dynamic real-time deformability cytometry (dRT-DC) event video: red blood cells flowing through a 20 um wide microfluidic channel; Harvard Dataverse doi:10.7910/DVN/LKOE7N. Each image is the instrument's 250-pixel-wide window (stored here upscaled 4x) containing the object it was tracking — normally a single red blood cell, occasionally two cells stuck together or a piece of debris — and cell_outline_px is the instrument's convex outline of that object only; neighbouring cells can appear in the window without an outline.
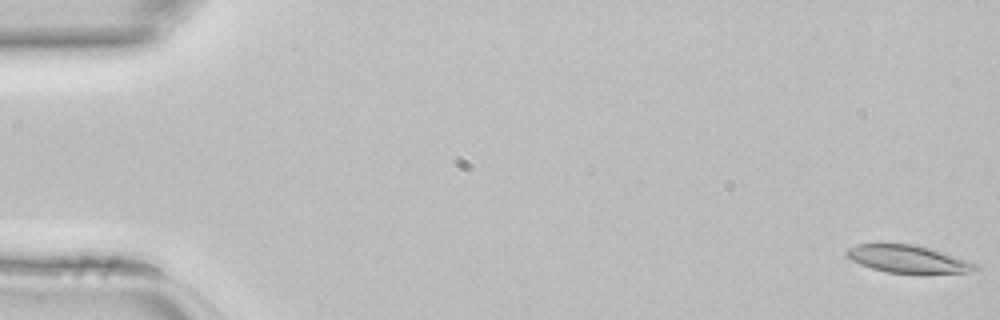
{"species": "common noctule bat (a hibernating species)", "species_latin": "Nyctalus noctula", "temperature_condition": "room temperature", "stored_images_in_passage": 46, "camera_frame_rate_fps": 3000, "um_per_image_px": 0.085, "animal": {"sex": "female", "body_mass_g": 22.7, "forearm_length_mm": 54.2}, "frame": {"image": 1, "passage_image": 1, "time_ms": 0.0, "image_size_px": [1000, 320], "cell_outline_px": [[980, 268], [964, 272], [888, 272], [872, 268], [860, 264], [852, 260], [844, 252], [848, 248], [856, 244], [912, 244], [944, 252], [976, 264]], "centroid_in_image_um": [77.11, 21.99], "position_along_channel_um": 7.9, "area_um2": 19.94}}
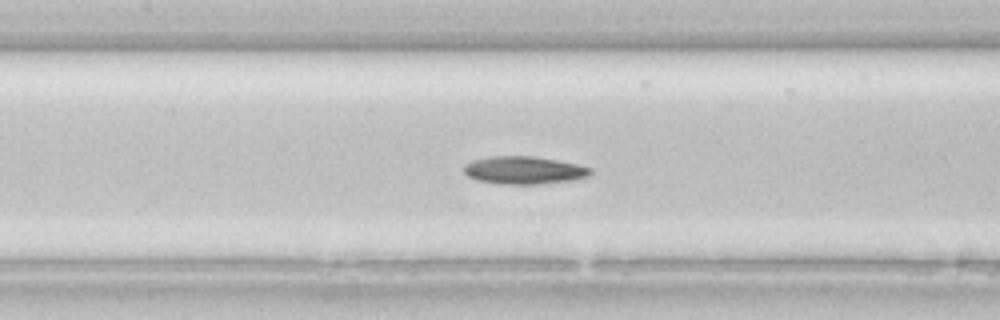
{"frame": {"image": 2, "passage_image": 21, "time_ms": 6.667, "image_size_px": [1000, 320], "cell_outline_px": [[592, 172], [588, 176], [568, 180], [536, 184], [500, 184], [476, 180], [468, 176], [464, 172], [464, 164], [472, 160], [488, 156], [532, 156], [556, 160], [576, 164], [592, 168]], "centroid_in_image_um": [44.48, 14.46], "position_along_channel_um": 162.9, "area_um2": 20.35}}
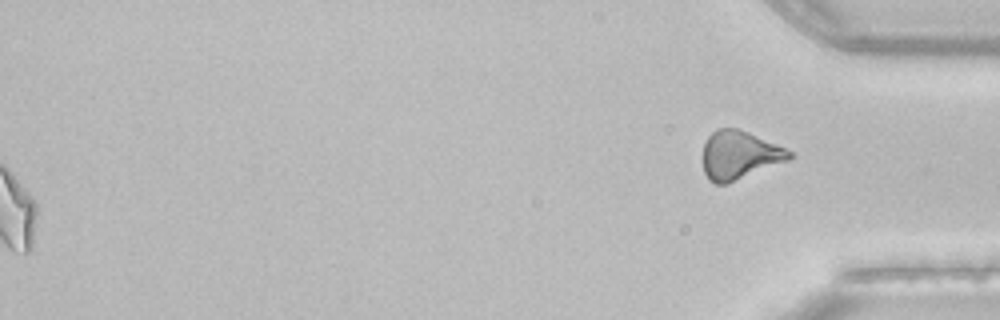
{"frame": {"image": 3, "passage_image": 46, "time_ms": 15.0, "image_size_px": [1000, 320], "cell_outline_px": [[792, 156], [788, 160], [728, 184], [716, 184], [708, 180], [704, 172], [704, 144], [708, 136], [716, 128], [736, 128], [748, 132], [776, 144], [792, 152]], "centroid_in_image_um": [62.82, 13.19], "position_along_channel_um": 372.4, "area_um2": 24.22}}